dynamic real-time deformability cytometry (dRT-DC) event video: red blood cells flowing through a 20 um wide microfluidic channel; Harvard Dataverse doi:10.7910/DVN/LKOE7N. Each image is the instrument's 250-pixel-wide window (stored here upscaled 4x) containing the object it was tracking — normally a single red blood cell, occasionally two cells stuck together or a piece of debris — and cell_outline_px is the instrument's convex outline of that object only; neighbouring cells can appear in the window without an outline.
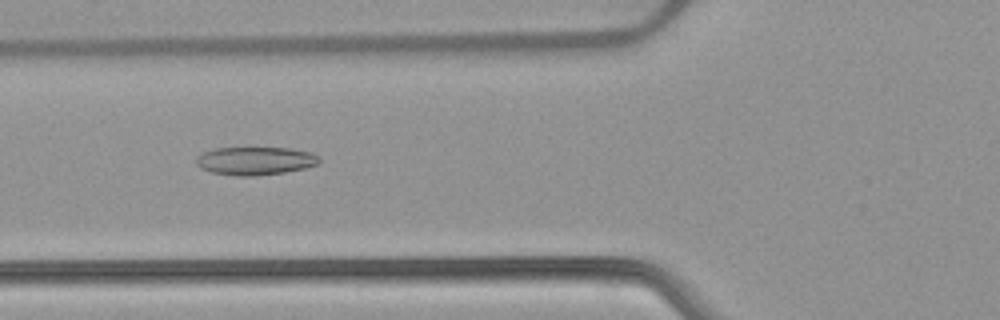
{"species": "common noctule bat (a hibernating species)", "species_latin": "Nyctalus noctula", "temperature_condition": "warm", "stored_images_in_passage": 50, "camera_frame_rate_fps": 3000, "um_per_image_px": 0.085, "animal": {"sex": "female", "body_mass_g": 22.7, "forearm_length_mm": 54.2}, "frame": {"image": 1, "passage_image": 17, "time_ms": 5.333, "image_size_px": [1000, 320], "cell_outline_px": [[320, 160], [316, 164], [304, 168], [284, 172], [256, 176], [236, 176], [212, 172], [200, 168], [196, 164], [196, 156], [204, 152], [216, 148], [292, 148], [312, 152], [320, 156]], "centroid_in_image_um": [21.7, 13.67], "position_along_channel_um": 104.1, "area_um2": 20.23}}
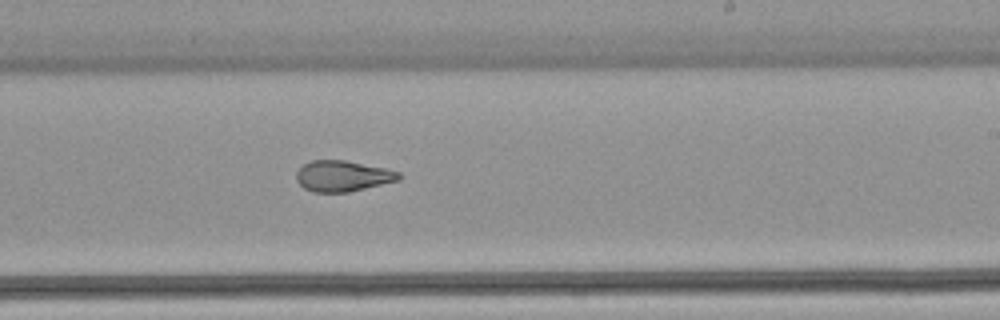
{"frame": {"image": 2, "passage_image": 29, "time_ms": 9.333, "image_size_px": [1000, 320], "cell_outline_px": [[404, 176], [400, 180], [348, 192], [312, 192], [304, 188], [296, 180], [296, 172], [304, 164], [312, 160], [344, 160], [384, 168], [400, 172]], "centroid_in_image_um": [29.14, 14.96], "position_along_channel_um": 259.9, "area_um2": 18.44}}
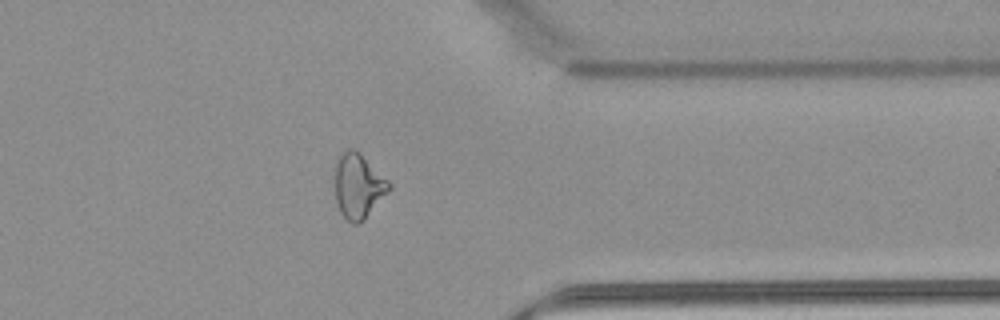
{"frame": {"image": 3, "passage_image": 39, "time_ms": 12.667, "image_size_px": [1000, 320], "cell_outline_px": [[392, 188], [364, 220], [360, 224], [352, 224], [340, 212], [336, 200], [332, 176], [332, 168], [336, 156], [340, 152], [348, 148], [356, 148], [392, 184]], "centroid_in_image_um": [30.39, 15.75], "position_along_channel_um": 381.0, "area_um2": 21.39}, "authors_computed_cell_mechanics": {"area_um2": 21.5016, "velocity_mm_per_s": 3.889, "shape_relaxation_time_tau1_ms": null, "shape_relaxation_time_tau2_ms": 1.9078, "deformation_change_tau1": null, "deformation_change_tau2": 0.0954}}